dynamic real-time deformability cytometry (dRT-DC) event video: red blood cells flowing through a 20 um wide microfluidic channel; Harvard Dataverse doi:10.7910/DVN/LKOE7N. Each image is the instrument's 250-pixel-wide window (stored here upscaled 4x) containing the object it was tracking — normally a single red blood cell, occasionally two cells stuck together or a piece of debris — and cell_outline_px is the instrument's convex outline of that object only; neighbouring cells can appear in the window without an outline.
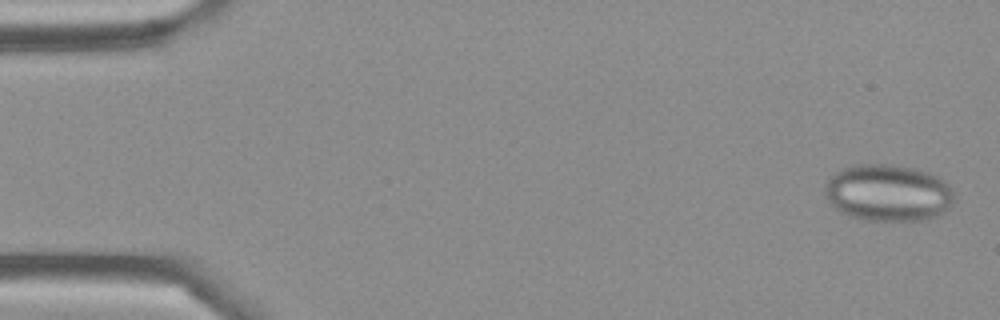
{"species": "Egyptian fruit bat (a non-hibernating species)", "species_latin": "Rousettus aegyptiacus", "temperature_condition": "cold", "stored_images_in_passage": 47, "segment_of_instrument_passage": [1, 2], "camera_frame_rate_fps": 3000, "um_per_image_px": 0.085, "frame": {"image": 1, "passage_image": 2, "time_ms": 0.333, "image_size_px": [1000, 320], "cell_outline_px": [[956, 196], [952, 204], [940, 216], [924, 220], [864, 220], [848, 216], [840, 212], [824, 196], [824, 184], [836, 172], [852, 164], [892, 164], [912, 168], [936, 176], [948, 184]], "centroid_in_image_um": [75.48, 16.4], "position_along_channel_um": 9.5, "area_um2": 43.06}}